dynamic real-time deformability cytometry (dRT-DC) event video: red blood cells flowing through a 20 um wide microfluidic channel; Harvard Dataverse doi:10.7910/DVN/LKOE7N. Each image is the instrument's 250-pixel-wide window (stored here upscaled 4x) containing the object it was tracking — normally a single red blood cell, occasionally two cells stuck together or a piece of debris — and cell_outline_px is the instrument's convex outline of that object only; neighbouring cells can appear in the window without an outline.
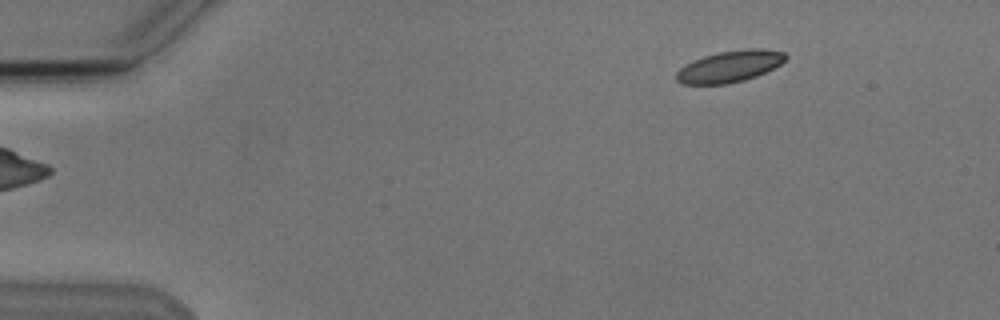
{"species": "Egyptian fruit bat (a non-hibernating species)", "species_latin": "Rousettus aegyptiacus", "temperature_condition": "cold", "stored_images_in_passage": 4, "camera_frame_rate_fps": 3000, "um_per_image_px": 0.085, "animal": {"sex": "male"}, "frame": {"image": 1, "passage_image": 1, "time_ms": 0.0, "image_size_px": [1000, 320], "cell_outline_px": [[788, 56], [780, 64], [756, 76], [744, 80], [728, 84], [680, 84], [676, 80], [676, 72], [680, 68], [692, 60], [716, 52], [748, 48], [760, 48], [784, 52]], "centroid_in_image_um": [61.99, 5.64], "position_along_channel_um": 23.0, "area_um2": 20.11}}
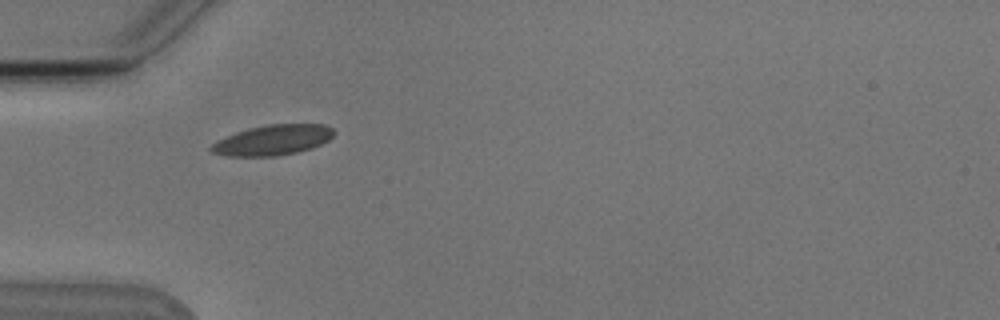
{"frame": {"image": 2, "passage_image": 4, "time_ms": 3.333, "image_size_px": [1000, 320], "cell_outline_px": [[336, 132], [328, 140], [312, 148], [296, 152], [276, 156], [228, 156], [212, 152], [208, 148], [216, 140], [236, 132], [268, 124], [324, 124], [332, 128]], "centroid_in_image_um": [23.18, 11.9], "position_along_channel_um": 61.8, "area_um2": 21.56}}